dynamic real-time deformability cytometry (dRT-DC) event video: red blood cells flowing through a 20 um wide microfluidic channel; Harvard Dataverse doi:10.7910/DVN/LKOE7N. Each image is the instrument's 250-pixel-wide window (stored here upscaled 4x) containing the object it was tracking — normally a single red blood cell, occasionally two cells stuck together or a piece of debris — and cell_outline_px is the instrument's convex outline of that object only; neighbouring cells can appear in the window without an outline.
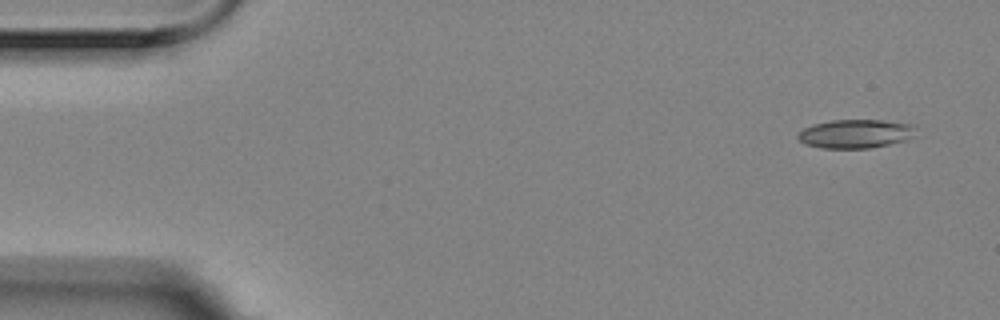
{"species": "Egyptian fruit bat (a non-hibernating species)", "species_latin": "Rousettus aegyptiacus", "temperature_condition": "room temperature", "stored_images_in_passage": 5, "camera_frame_rate_fps": 3000, "um_per_image_px": 0.085, "animal": {"sex": "female"}, "frame": {"image": 1, "passage_image": 1, "time_ms": 0.0, "image_size_px": [1000, 320], "cell_outline_px": [[924, 136], [908, 140], [868, 148], [820, 148], [804, 144], [796, 136], [804, 128], [816, 124], [832, 120], [884, 120], [912, 124]], "centroid_in_image_um": [72.86, 11.37], "position_along_channel_um": 12.1, "area_um2": 20.17}}
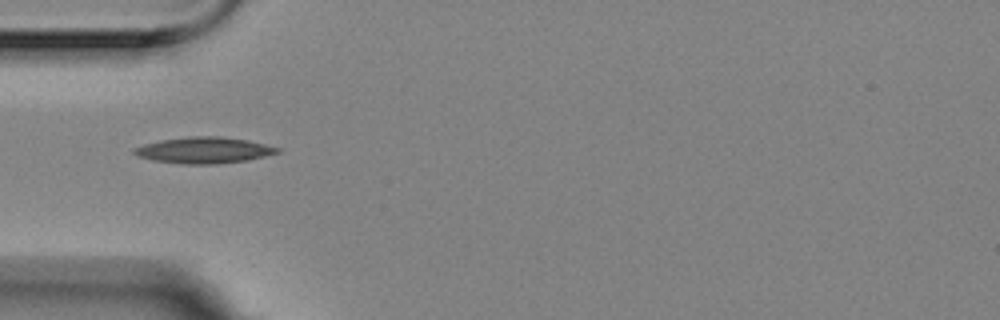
{"frame": {"image": 2, "passage_image": 5, "time_ms": 1.333, "image_size_px": [1000, 320], "cell_outline_px": [[280, 152], [248, 160], [216, 164], [184, 164], [152, 160], [136, 156], [132, 152], [132, 148], [144, 144], [160, 140], [188, 136], [220, 136], [248, 140], [280, 148]], "centroid_in_image_um": [17.3, 12.76], "position_along_channel_um": 67.7, "area_um2": 21.96}}